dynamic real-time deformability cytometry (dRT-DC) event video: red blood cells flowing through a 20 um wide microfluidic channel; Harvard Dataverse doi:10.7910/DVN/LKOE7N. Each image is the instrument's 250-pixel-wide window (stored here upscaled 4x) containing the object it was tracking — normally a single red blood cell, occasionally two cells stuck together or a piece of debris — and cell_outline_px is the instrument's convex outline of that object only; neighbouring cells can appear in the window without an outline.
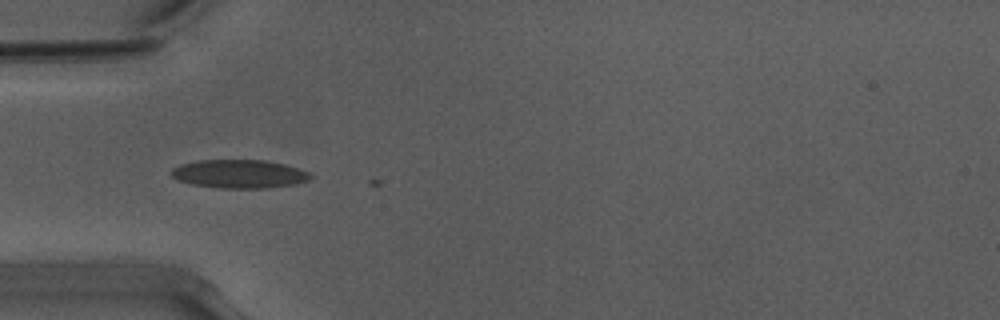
{"species": "Egyptian fruit bat (a non-hibernating species)", "species_latin": "Rousettus aegyptiacus", "temperature_condition": "warm", "stored_images_in_passage": 2, "camera_frame_rate_fps": 3000, "um_per_image_px": 0.085, "animal": {"sex": "male"}, "frame": {"image": 1, "passage_image": 1, "time_ms": 0.0, "image_size_px": [1000, 320], "cell_outline_px": [[312, 180], [296, 184], [268, 188], [220, 188], [192, 184], [176, 180], [172, 176], [172, 168], [180, 164], [200, 160], [264, 160], [284, 164], [308, 172], [312, 176]], "centroid_in_image_um": [20.35, 14.79], "position_along_channel_um": 64.7, "area_um2": 23.12}}